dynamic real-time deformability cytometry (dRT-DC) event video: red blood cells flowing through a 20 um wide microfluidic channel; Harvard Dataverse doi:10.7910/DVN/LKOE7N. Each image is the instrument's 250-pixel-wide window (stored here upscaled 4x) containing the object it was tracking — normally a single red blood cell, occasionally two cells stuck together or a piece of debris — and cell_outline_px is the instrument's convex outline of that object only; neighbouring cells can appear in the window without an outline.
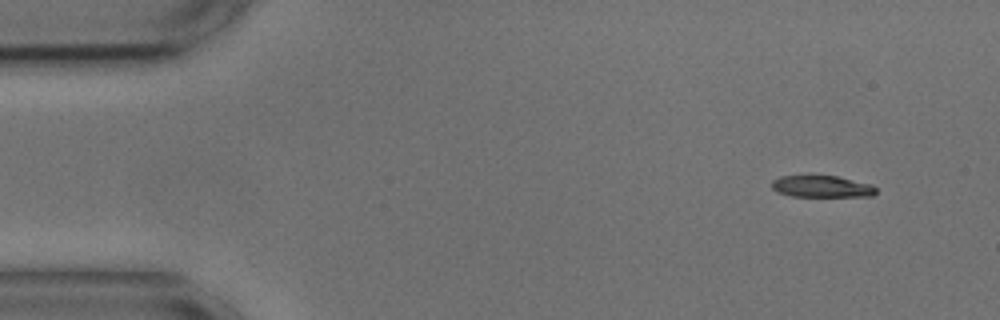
{"species": "common noctule bat (a hibernating species)", "species_latin": "Nyctalus noctula", "temperature_condition": "cold", "stored_images_in_passage": 51, "camera_frame_rate_fps": 3000, "um_per_image_px": 0.085, "animal": {"sex": "male", "body_mass_g": 17.9, "forearm_length_mm": 54.2}, "frame": {"image": 1, "passage_image": 1, "time_ms": 0.0, "image_size_px": [1000, 320], "cell_outline_px": [[876, 192], [872, 196], [792, 196], [776, 192], [772, 188], [772, 180], [780, 176], [836, 176], [872, 184], [876, 188]], "centroid_in_image_um": [69.84, 15.85], "position_along_channel_um": 15.2, "area_um2": 13.12}}
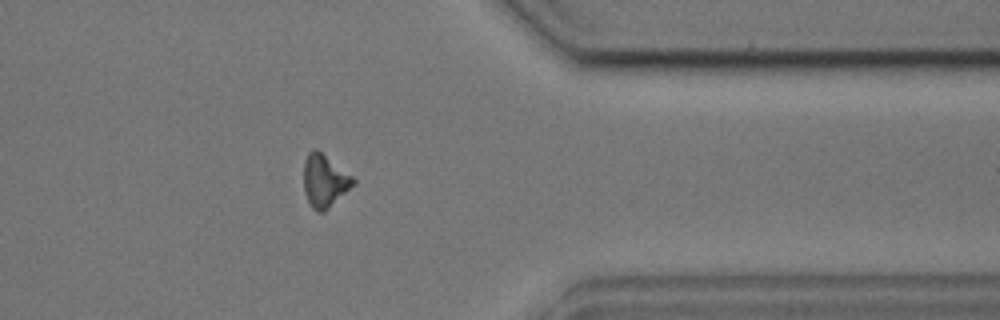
{"frame": {"image": 2, "passage_image": 40, "time_ms": 13.0, "image_size_px": [1000, 320], "cell_outline_px": [[356, 184], [324, 212], [316, 212], [312, 208], [304, 192], [304, 160], [308, 152], [316, 148], [352, 176], [356, 180]], "centroid_in_image_um": [27.59, 15.38], "position_along_channel_um": 383.8, "area_um2": 15.2}}
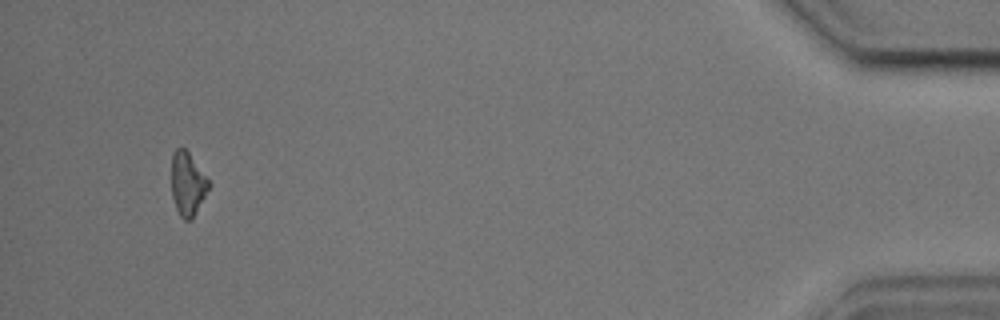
{"frame": {"image": 3, "passage_image": 48, "time_ms": 15.667, "image_size_px": [1000, 320], "cell_outline_px": [[212, 184], [192, 220], [184, 220], [180, 216], [176, 208], [172, 196], [172, 152], [176, 148], [184, 148], [188, 152]], "centroid_in_image_um": [15.96, 15.65], "position_along_channel_um": 419.2, "area_um2": 13.81}, "authors_computed_cell_mechanics": {"area_um2": 15.1436, "velocity_mm_per_s": 3.6627, "shape_relaxation_time_tau1_ms": null, "shape_relaxation_time_tau2_ms": 6.7847, "deformation_change_tau1": null, "deformation_change_tau2": 0.2338}}